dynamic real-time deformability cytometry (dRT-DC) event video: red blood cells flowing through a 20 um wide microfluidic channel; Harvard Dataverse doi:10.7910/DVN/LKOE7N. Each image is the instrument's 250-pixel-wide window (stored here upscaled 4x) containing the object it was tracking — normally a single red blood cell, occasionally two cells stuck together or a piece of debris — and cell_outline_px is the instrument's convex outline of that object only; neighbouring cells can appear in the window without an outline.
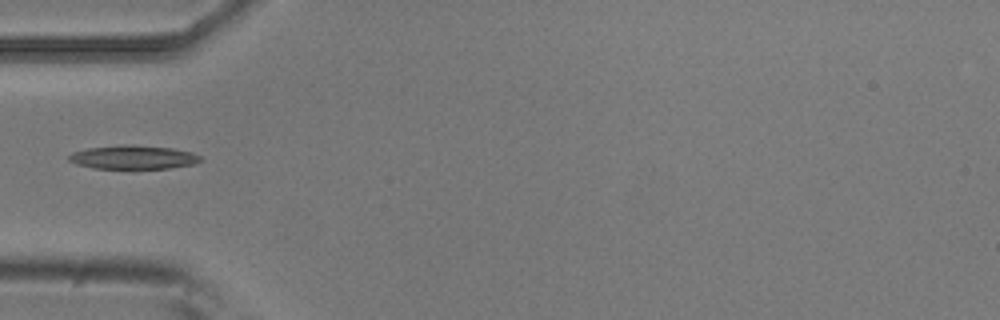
{"species": "common noctule bat (a hibernating species)", "species_latin": "Nyctalus noctula", "temperature_condition": "room temperature", "stored_images_in_passage": 1, "camera_frame_rate_fps": 3000, "um_per_image_px": 0.085, "animal": {"sex": "male", "body_mass_g": 20.5, "forearm_length_mm": 52.5}, "frame": {"image": 1, "passage_image": 1, "time_ms": 0.0, "image_size_px": [1000, 320], "cell_outline_px": [[204, 160], [196, 164], [168, 168], [136, 172], [132, 172], [92, 168], [76, 164], [68, 160], [68, 156], [72, 152], [88, 148], [120, 144], [132, 144], [172, 148], [192, 152], [200, 156]], "centroid_in_image_um": [11.33, 13.41], "position_along_channel_um": 73.7, "area_um2": 19.54}}